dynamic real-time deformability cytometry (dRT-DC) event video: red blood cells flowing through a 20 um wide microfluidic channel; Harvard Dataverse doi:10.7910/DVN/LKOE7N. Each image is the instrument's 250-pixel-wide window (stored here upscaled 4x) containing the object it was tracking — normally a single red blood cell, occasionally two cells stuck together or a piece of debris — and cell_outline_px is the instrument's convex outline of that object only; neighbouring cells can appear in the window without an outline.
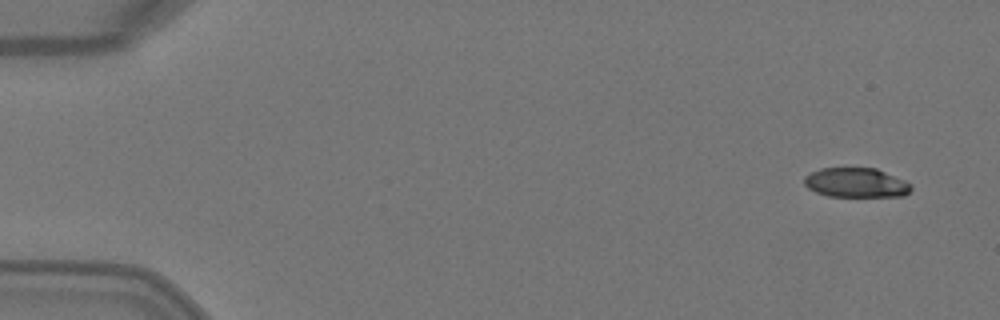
{"species": "Egyptian fruit bat (a non-hibernating species)", "species_latin": "Rousettus aegyptiacus", "temperature_condition": "warm", "stored_images_in_passage": 6, "camera_frame_rate_fps": 3000, "um_per_image_px": 0.085, "animal": {"sex": "female"}, "frame": {"image": 1, "passage_image": 1, "time_ms": 0.0, "image_size_px": [1000, 320], "cell_outline_px": [[912, 188], [904, 196], [828, 196], [816, 192], [808, 188], [804, 184], [804, 176], [820, 168], [876, 168], [904, 180], [912, 184]], "centroid_in_image_um": [72.76, 15.52], "position_along_channel_um": 12.2, "area_um2": 18.32}}
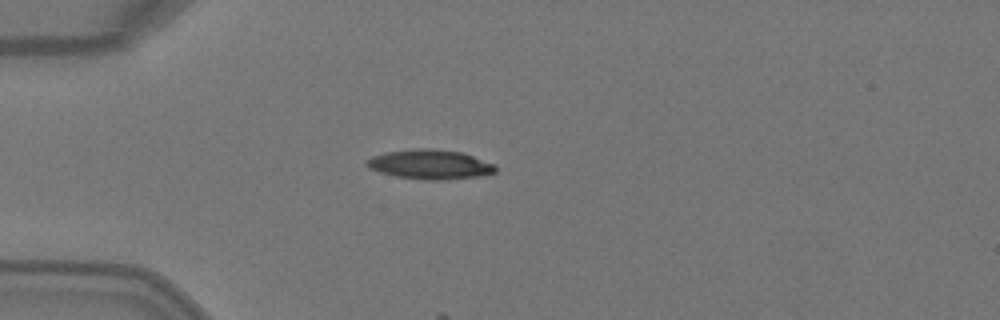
{"frame": {"image": 2, "passage_image": 4, "time_ms": 1.0, "image_size_px": [1000, 320], "cell_outline_px": [[496, 172], [480, 176], [440, 180], [424, 180], [396, 176], [380, 172], [368, 168], [364, 164], [364, 160], [372, 156], [384, 152], [412, 148], [432, 148], [460, 152], [496, 164]], "centroid_in_image_um": [36.51, 13.96], "position_along_channel_um": 48.5, "area_um2": 22.37}}